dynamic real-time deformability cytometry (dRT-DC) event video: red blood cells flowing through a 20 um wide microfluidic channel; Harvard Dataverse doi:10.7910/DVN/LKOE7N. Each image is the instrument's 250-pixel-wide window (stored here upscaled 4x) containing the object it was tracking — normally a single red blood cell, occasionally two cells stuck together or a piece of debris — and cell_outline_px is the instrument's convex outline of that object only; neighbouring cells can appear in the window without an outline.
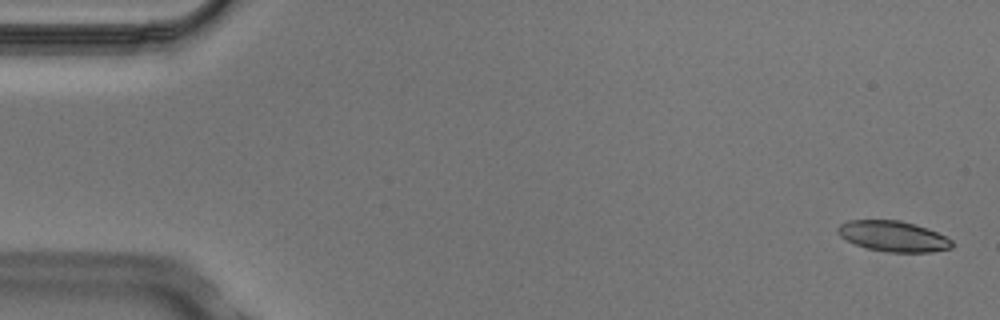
{"species": "Egyptian fruit bat (a non-hibernating species)", "species_latin": "Rousettus aegyptiacus", "temperature_condition": "cold", "stored_images_in_passage": 6, "camera_frame_rate_fps": 3000, "um_per_image_px": 0.085, "animal": {"sex": "male"}, "frame": {"image": 1, "passage_image": 1, "time_ms": 0.0, "image_size_px": [1000, 320], "cell_outline_px": [[952, 248], [932, 252], [888, 252], [868, 248], [856, 244], [840, 236], [836, 232], [836, 228], [840, 224], [848, 220], [900, 220], [916, 224], [928, 228], [952, 240]], "centroid_in_image_um": [75.92, 20.07], "position_along_channel_um": 9.1, "area_um2": 20.35}}